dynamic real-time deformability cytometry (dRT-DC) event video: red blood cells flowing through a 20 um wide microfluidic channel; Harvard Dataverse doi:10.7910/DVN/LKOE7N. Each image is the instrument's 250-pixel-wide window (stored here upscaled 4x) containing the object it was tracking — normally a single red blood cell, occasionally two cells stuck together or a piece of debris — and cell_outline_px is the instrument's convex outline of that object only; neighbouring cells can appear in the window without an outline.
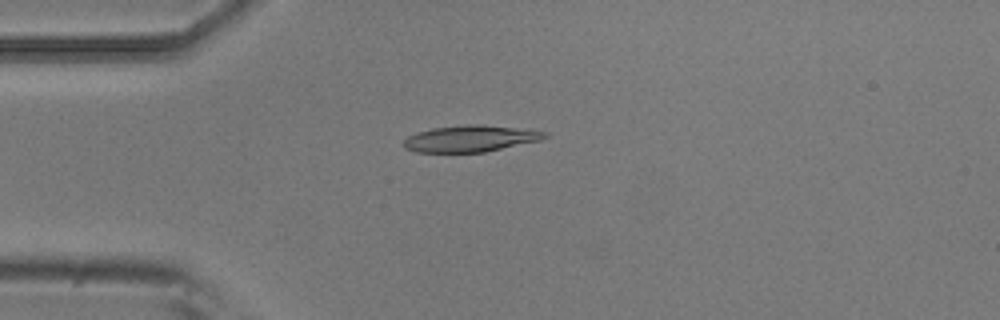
{"species": "common noctule bat (a hibernating species)", "species_latin": "Nyctalus noctula", "temperature_condition": "room temperature", "stored_images_in_passage": 7, "camera_frame_rate_fps": 3000, "um_per_image_px": 0.085, "animal": {"sex": "male", "body_mass_g": 20.5, "forearm_length_mm": 52.5}, "frame": {"image": 1, "passage_image": 4, "time_ms": 1.0, "image_size_px": [1000, 320], "cell_outline_px": [[548, 136], [540, 140], [484, 152], [416, 152], [404, 148], [404, 140], [408, 136], [432, 128], [468, 124], [480, 124], [516, 128], [548, 132]], "centroid_in_image_um": [39.97, 11.78], "position_along_channel_um": 45.0, "area_um2": 21.5}}
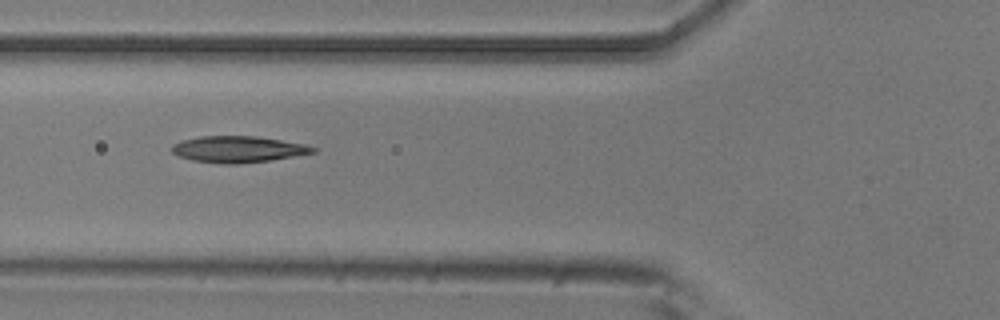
{"frame": {"image": 2, "passage_image": 6, "time_ms": 1.667, "image_size_px": [1000, 320], "cell_outline_px": [[316, 152], [268, 160], [236, 164], [224, 164], [192, 160], [180, 156], [172, 152], [172, 144], [180, 140], [200, 136], [256, 136], [308, 144], [316, 148]], "centroid_in_image_um": [20.23, 12.67], "position_along_channel_um": 105.6, "area_um2": 21.62}}
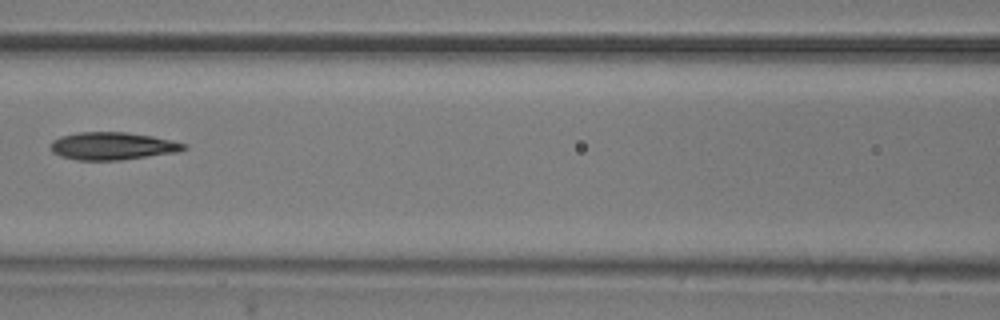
{"frame": {"image": 3, "passage_image": 7, "time_ms": 2.0, "image_size_px": [1000, 320], "cell_outline_px": [[188, 148], [176, 152], [120, 160], [76, 160], [60, 156], [52, 152], [52, 140], [60, 136], [80, 132], [124, 132], [152, 136], [172, 140], [188, 144]], "centroid_in_image_um": [9.57, 12.41], "position_along_channel_um": 157.0, "area_um2": 21.39}}